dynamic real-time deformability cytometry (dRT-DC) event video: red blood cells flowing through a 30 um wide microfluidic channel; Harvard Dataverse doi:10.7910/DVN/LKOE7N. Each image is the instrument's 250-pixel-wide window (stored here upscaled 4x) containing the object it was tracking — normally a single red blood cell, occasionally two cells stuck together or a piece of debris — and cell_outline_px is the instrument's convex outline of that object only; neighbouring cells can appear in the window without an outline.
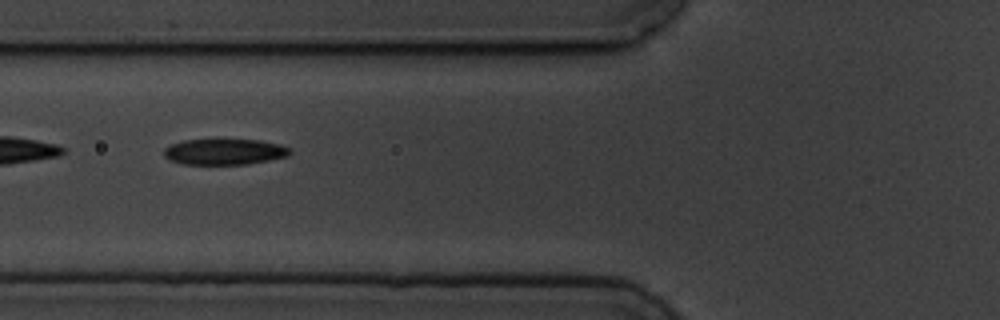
{"species": "common noctule bat (a hibernating species)", "species_latin": "Nyctalus noctula", "temperature_condition": "cold", "stored_images_in_passage": 15, "camera_frame_rate_fps": 3000, "um_per_image_px": 0.085, "animal": {"sex": "male", "body_mass_g": 19.5, "forearm_length_mm": 54.6}, "frame": {"image": 1, "passage_image": 6, "time_ms": 7.0, "image_size_px": [1000, 320], "cell_outline_px": [[292, 152], [288, 156], [248, 164], [180, 164], [168, 160], [164, 156], [164, 148], [172, 144], [184, 140], [260, 140], [280, 144], [288, 148]], "centroid_in_image_um": [19.06, 12.91], "position_along_channel_um": 106.7, "area_um2": 18.96}}
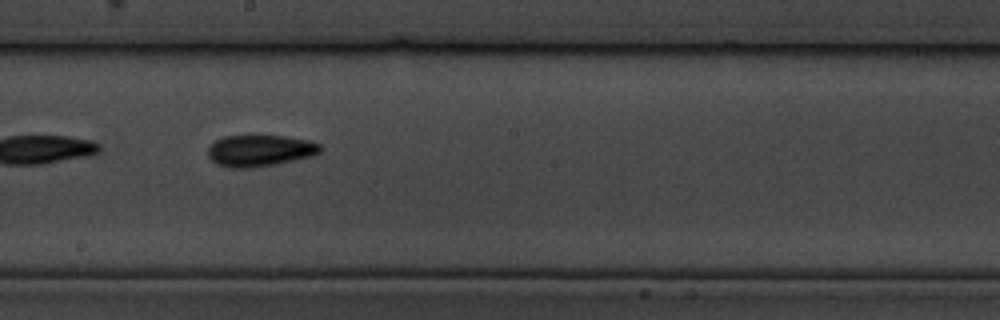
{"frame": {"image": 2, "passage_image": 9, "time_ms": 10.333, "image_size_px": [1000, 320], "cell_outline_px": [[320, 152], [312, 156], [276, 164], [252, 168], [228, 168], [216, 164], [208, 156], [208, 148], [216, 140], [224, 136], [284, 136], [308, 140], [320, 144]], "centroid_in_image_um": [22.07, 12.81], "position_along_channel_um": 226.1, "area_um2": 20.58}}
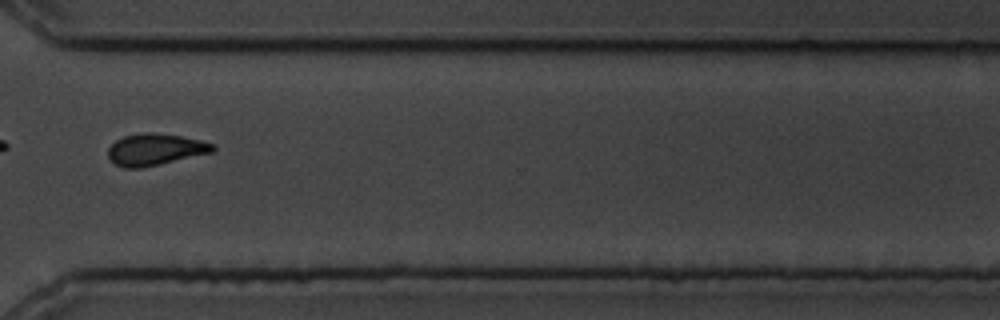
{"frame": {"image": 3, "passage_image": 12, "time_ms": 14.0, "image_size_px": [1000, 320], "cell_outline_px": [[216, 148], [212, 152], [160, 164], [140, 168], [124, 168], [116, 164], [108, 156], [108, 148], [116, 140], [124, 136], [180, 136], [200, 140], [216, 144]], "centroid_in_image_um": [13.22, 12.76], "position_along_channel_um": 357.4, "area_um2": 18.26}, "authors_computed_cell_mechanics": {"area_um2": 20.1144, "velocity_mm_per_s": 3.5898, "shape_relaxation_time_tau1_ms": 1.4728, "shape_relaxation_time_tau2_ms": 5.9014, "deformation_change_tau1": 0.0928, "deformation_change_tau2": 0.1291}}